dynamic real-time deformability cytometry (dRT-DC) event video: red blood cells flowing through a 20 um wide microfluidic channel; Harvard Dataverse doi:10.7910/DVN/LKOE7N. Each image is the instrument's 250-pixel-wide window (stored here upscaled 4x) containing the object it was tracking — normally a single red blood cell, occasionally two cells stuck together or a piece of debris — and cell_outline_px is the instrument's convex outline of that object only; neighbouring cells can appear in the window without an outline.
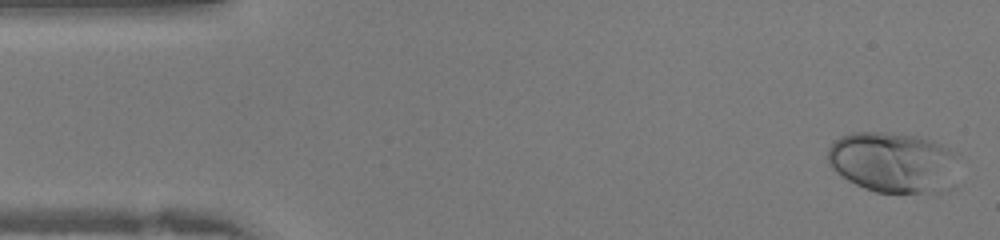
{"species": "human", "species_latin": "Homo sapiens", "temperature_condition": "warm", "stored_images_in_passage": 41, "camera_frame_rate_fps": 3000, "um_per_image_px": 0.085, "donor": {"sex": "female"}, "frame": {"image": 1, "passage_image": 1, "time_ms": 0.0, "image_size_px": [1000, 240], "cell_outline_px": [[956, 152], [928, 192], [876, 192], [864, 188], [840, 176], [828, 164], [828, 148], [832, 140], [840, 136], [852, 132], [884, 132], [916, 136], [932, 140]], "centroid_in_image_um": [75.54, 13.69], "position_along_channel_um": 9.5, "area_um2": 43.18}}
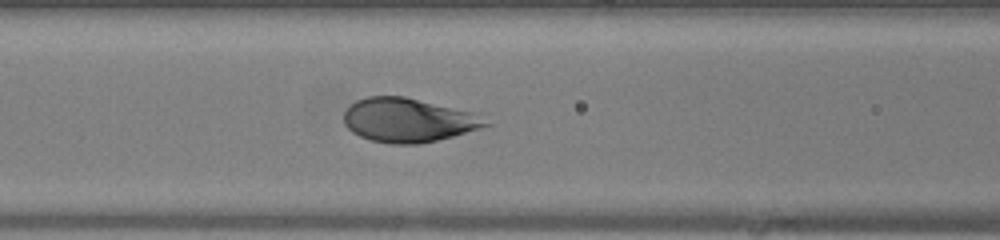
{"frame": {"image": 2, "passage_image": 16, "time_ms": 5.0, "image_size_px": [1000, 240], "cell_outline_px": [[492, 124], [480, 128], [452, 136], [436, 140], [416, 144], [392, 144], [372, 140], [360, 136], [352, 132], [344, 124], [344, 112], [356, 100], [368, 96], [404, 96], [472, 112]], "centroid_in_image_um": [34.66, 10.21], "position_along_channel_um": 131.9, "area_um2": 35.89}}
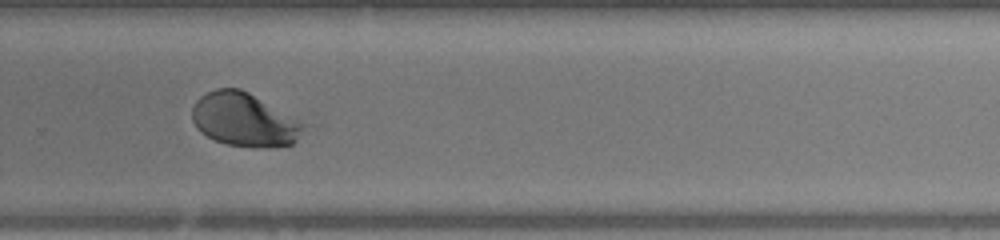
{"frame": {"image": 3, "passage_image": 27, "time_ms": 8.667, "image_size_px": [1000, 240], "cell_outline_px": [[320, 124], [292, 144], [272, 148], [252, 148], [224, 144], [200, 132], [196, 128], [192, 120], [192, 108], [196, 100], [200, 96], [216, 88], [240, 88]], "centroid_in_image_um": [21.04, 10.19], "position_along_channel_um": 308.8, "area_um2": 37.4}}